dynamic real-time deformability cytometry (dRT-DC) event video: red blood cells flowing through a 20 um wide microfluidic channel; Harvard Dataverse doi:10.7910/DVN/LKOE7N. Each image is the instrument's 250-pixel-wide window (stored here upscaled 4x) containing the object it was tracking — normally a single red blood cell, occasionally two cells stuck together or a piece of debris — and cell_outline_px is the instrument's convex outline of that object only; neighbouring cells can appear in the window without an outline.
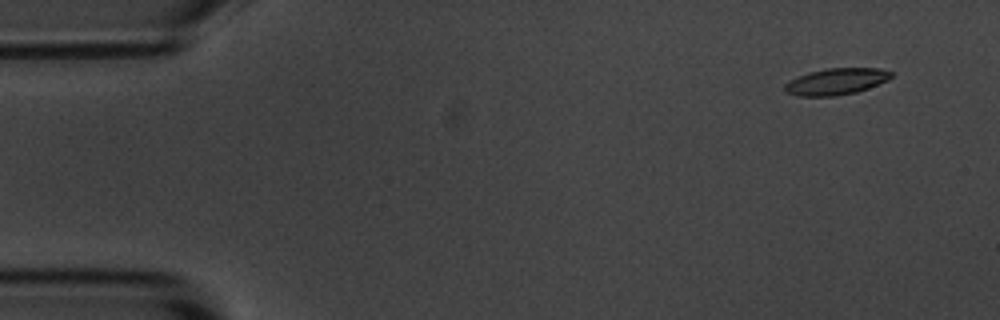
{"species": "common noctule bat (a hibernating species)", "species_latin": "Nyctalus noctula", "temperature_condition": "room temperature", "stored_images_in_passage": 53, "camera_frame_rate_fps": 3000, "um_per_image_px": 0.085, "animal": {"sex": "male", "body_mass_g": 20.1, "forearm_length_mm": 53.5}, "frame": {"image": 1, "passage_image": 1, "time_ms": 0.0, "image_size_px": [1000, 320], "cell_outline_px": [[892, 76], [888, 80], [868, 88], [856, 92], [832, 96], [800, 96], [784, 92], [784, 84], [808, 72], [828, 68], [880, 68], [892, 72]], "centroid_in_image_um": [71.08, 6.92], "position_along_channel_um": 13.9, "area_um2": 16.3}}
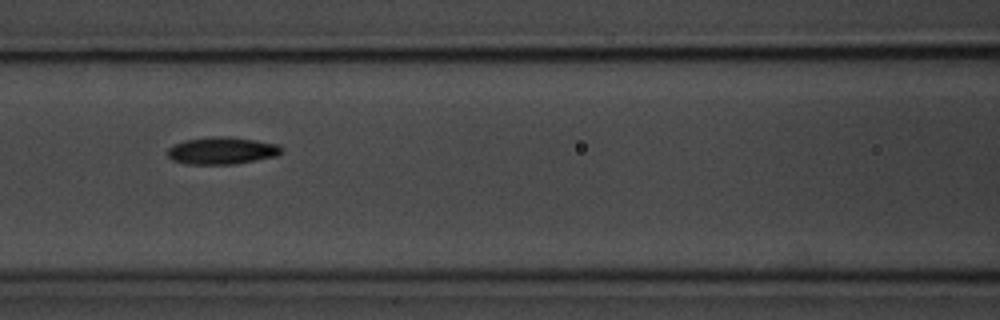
{"frame": {"image": 2, "passage_image": 21, "time_ms": 6.667, "image_size_px": [1000, 320], "cell_outline_px": [[284, 148], [276, 156], [236, 164], [184, 164], [172, 160], [168, 156], [168, 148], [172, 144], [184, 140], [212, 136], [228, 136], [256, 140], [280, 144]], "centroid_in_image_um": [18.85, 12.8], "position_along_channel_um": 147.7, "area_um2": 18.32}}
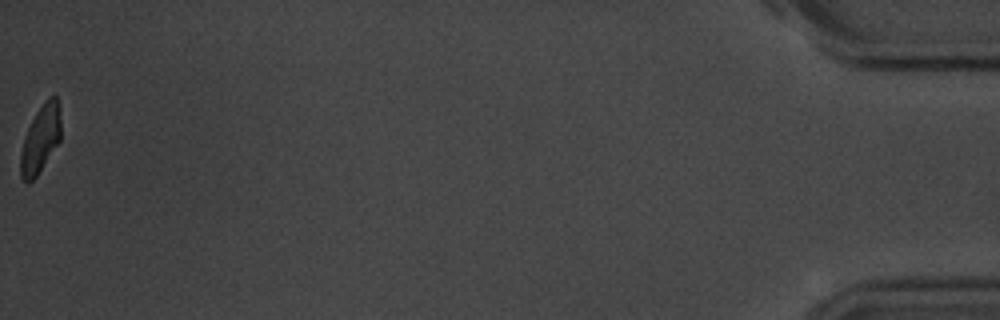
{"frame": {"image": 3, "passage_image": 53, "time_ms": 17.333, "image_size_px": [1000, 320], "cell_outline_px": [[60, 140], [36, 176], [28, 184], [20, 176], [20, 156], [24, 136], [36, 112], [52, 96], [56, 96], [60, 112]], "centroid_in_image_um": [3.42, 11.86], "position_along_channel_um": 431.8, "area_um2": 15.43}, "authors_computed_cell_mechanics": {"area_um2": 17.2822, "velocity_mm_per_s": 3.6001, "shape_relaxation_time_tau1_ms": 3.7063, "shape_relaxation_time_tau2_ms": 8.0198, "deformation_change_tau1": 0.1274, "deformation_change_tau2": 0.1303}}